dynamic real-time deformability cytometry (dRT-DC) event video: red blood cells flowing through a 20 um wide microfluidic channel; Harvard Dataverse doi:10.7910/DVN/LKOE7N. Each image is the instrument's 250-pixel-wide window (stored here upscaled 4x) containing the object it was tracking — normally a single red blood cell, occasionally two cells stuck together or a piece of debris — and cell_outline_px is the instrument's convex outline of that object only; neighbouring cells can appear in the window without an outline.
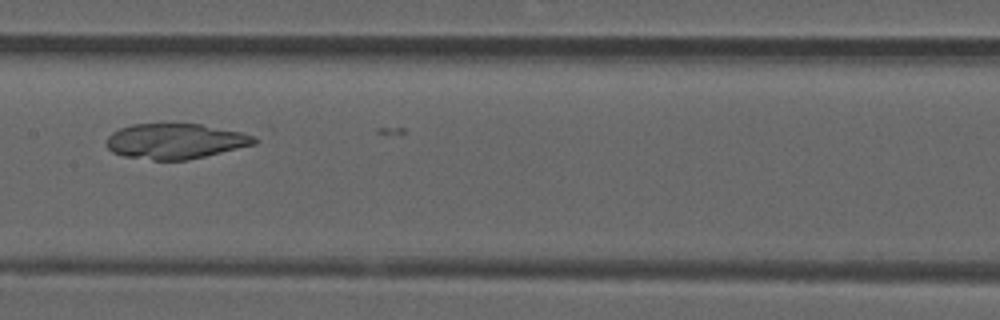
{"species": "common noctule bat (a hibernating species)", "species_latin": "Nyctalus noctula", "temperature_condition": "room temperature", "stored_images_in_passage": 8, "camera_frame_rate_fps": 3000, "um_per_image_px": 0.085, "animal": {"sex": "male", "forearm_length_mm": 52.5}, "frame": {"image": 1, "passage_image": 7, "time_ms": 2.0, "image_size_px": [1000, 320], "cell_outline_px": [[272, 128], [256, 144], [188, 160], [152, 160], [124, 156], [112, 152], [108, 148], [108, 136], [112, 132], [120, 128], [132, 124], [200, 124]], "centroid_in_image_um": [15.39, 11.93], "position_along_channel_um": 192.0, "area_um2": 32.89}}